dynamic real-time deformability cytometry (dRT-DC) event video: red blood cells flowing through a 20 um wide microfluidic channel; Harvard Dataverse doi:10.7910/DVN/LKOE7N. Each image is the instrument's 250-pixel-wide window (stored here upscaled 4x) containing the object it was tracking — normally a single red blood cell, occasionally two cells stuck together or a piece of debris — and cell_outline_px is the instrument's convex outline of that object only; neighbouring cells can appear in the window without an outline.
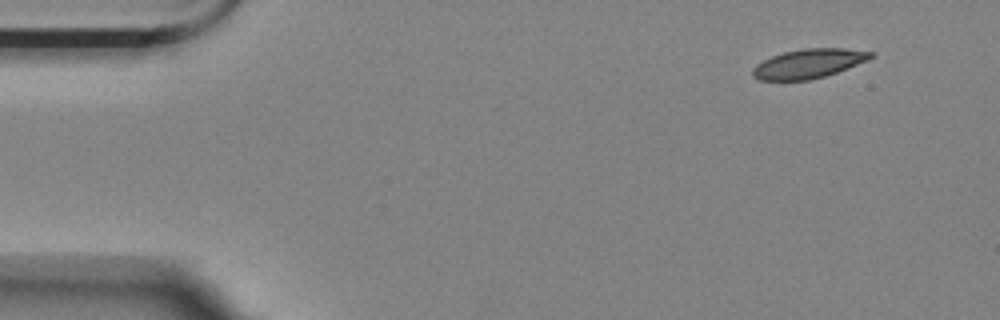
{"species": "Egyptian fruit bat (a non-hibernating species)", "species_latin": "Rousettus aegyptiacus", "temperature_condition": "room temperature", "stored_images_in_passage": 5, "camera_frame_rate_fps": 3000, "um_per_image_px": 0.085, "animal": {"sex": "female"}, "frame": {"image": 1, "passage_image": 1, "time_ms": 0.0, "image_size_px": [1000, 320], "cell_outline_px": [[876, 56], [868, 60], [836, 72], [824, 76], [808, 80], [760, 80], [752, 76], [752, 68], [756, 64], [772, 56], [784, 52], [804, 48], [844, 48], [872, 52]], "centroid_in_image_um": [68.72, 5.4], "position_along_channel_um": 16.3, "area_um2": 20.0}}
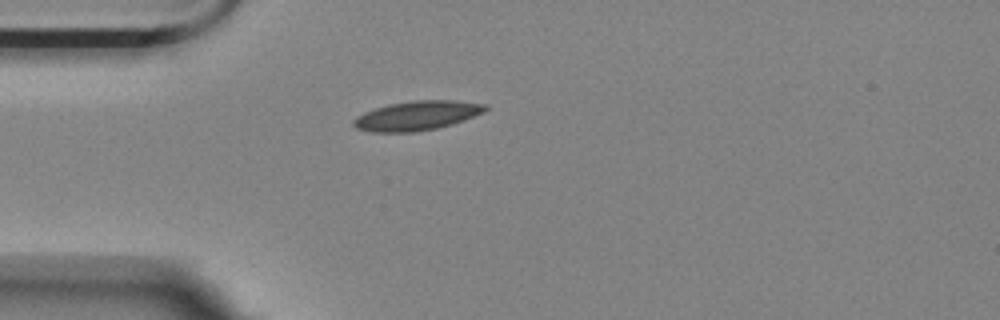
{"frame": {"image": 2, "passage_image": 4, "time_ms": 3.333, "image_size_px": [1000, 320], "cell_outline_px": [[488, 108], [484, 112], [464, 120], [452, 124], [436, 128], [416, 132], [372, 132], [356, 128], [352, 124], [352, 120], [356, 116], [364, 112], [388, 104], [412, 100], [456, 100], [488, 104]], "centroid_in_image_um": [35.44, 9.82], "position_along_channel_um": 49.6, "area_um2": 22.72}}